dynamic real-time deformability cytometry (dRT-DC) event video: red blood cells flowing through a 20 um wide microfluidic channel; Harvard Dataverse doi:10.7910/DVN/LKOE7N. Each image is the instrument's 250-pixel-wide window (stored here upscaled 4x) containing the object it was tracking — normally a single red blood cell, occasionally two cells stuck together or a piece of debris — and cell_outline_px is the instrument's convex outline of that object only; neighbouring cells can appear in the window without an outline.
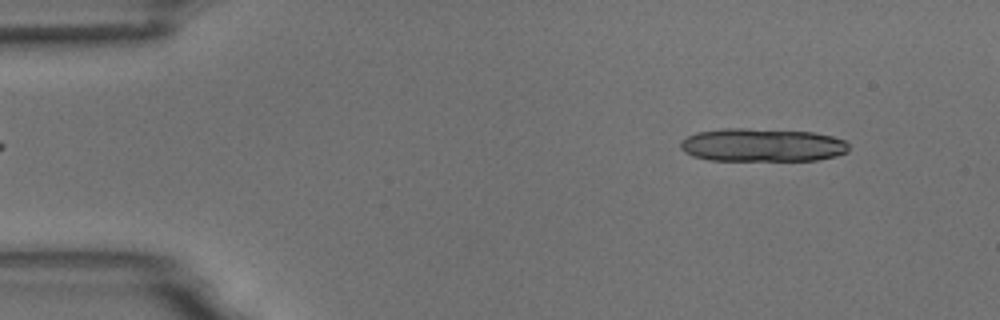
{"species": "common noctule bat (a hibernating species)", "species_latin": "Nyctalus noctula", "temperature_condition": "room temperature", "stored_images_in_passage": 4, "camera_frame_rate_fps": 3000, "um_per_image_px": 0.085, "animal": {"sex": "male", "body_mass_g": 18.8}, "frame": {"image": 1, "passage_image": 2, "time_ms": 1.0, "image_size_px": [1000, 320], "cell_outline_px": [[848, 152], [836, 156], [816, 160], [708, 160], [692, 156], [684, 152], [680, 148], [680, 140], [696, 132], [720, 128], [744, 128], [812, 132], [832, 136], [844, 140], [848, 144]], "centroid_in_image_um": [64.74, 12.32], "position_along_channel_um": 20.3, "area_um2": 32.77}}